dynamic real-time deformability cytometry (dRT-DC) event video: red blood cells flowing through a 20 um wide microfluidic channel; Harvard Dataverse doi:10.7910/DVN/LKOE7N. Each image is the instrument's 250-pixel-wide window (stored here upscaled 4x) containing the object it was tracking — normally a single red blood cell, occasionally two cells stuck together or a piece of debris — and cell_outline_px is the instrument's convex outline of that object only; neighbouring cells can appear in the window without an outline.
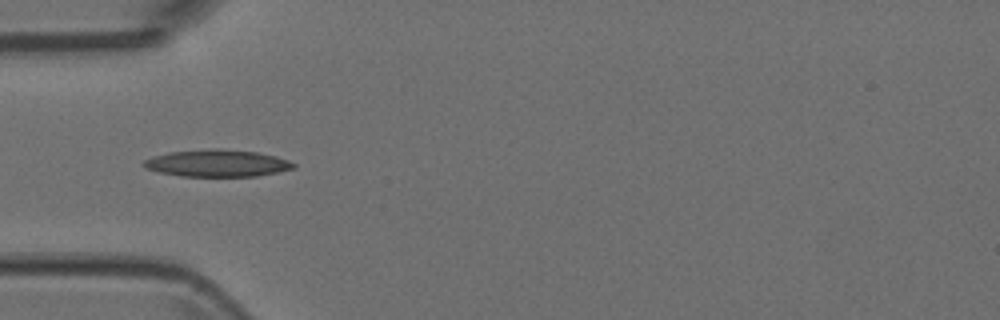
{"species": "Egyptian fruit bat (a non-hibernating species)", "species_latin": "Rousettus aegyptiacus", "temperature_condition": "room temperature", "stored_images_in_passage": 7, "camera_frame_rate_fps": 3000, "um_per_image_px": 0.085, "animal": {"sex": "female"}, "frame": {"image": 1, "passage_image": 4, "time_ms": 1.0, "image_size_px": [1000, 320], "cell_outline_px": [[296, 168], [256, 176], [180, 176], [160, 172], [144, 168], [140, 164], [144, 160], [152, 156], [168, 152], [212, 148], [220, 148], [256, 152], [276, 156], [288, 160], [296, 164]], "centroid_in_image_um": [18.43, 13.86], "position_along_channel_um": 66.6, "area_um2": 23.76}}
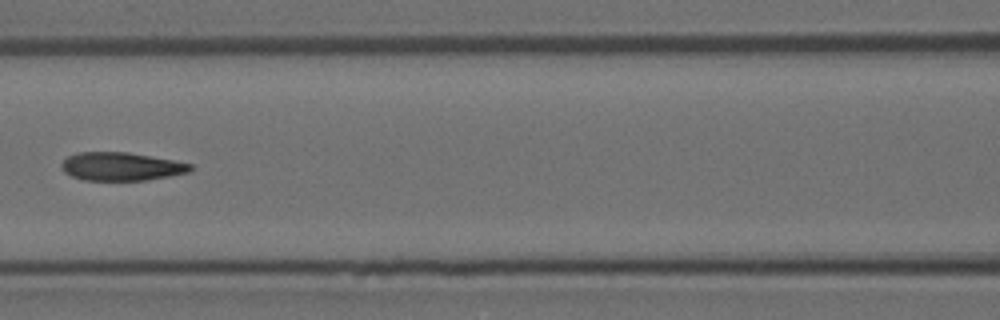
{"frame": {"image": 2, "passage_image": 6, "time_ms": 1.667, "image_size_px": [1000, 320], "cell_outline_px": [[192, 168], [188, 172], [148, 180], [84, 180], [72, 176], [64, 172], [60, 168], [60, 164], [68, 156], [76, 152], [128, 152], [172, 160], [192, 164]], "centroid_in_image_um": [10.25, 14.15], "position_along_channel_um": 156.3, "area_um2": 21.15}}
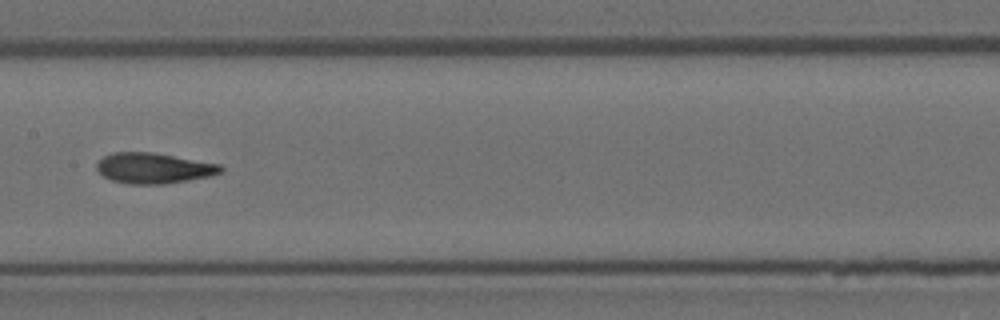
{"frame": {"image": 3, "passage_image": 7, "time_ms": 2.0, "image_size_px": [1000, 320], "cell_outline_px": [[224, 168], [220, 172], [212, 176], [164, 184], [128, 184], [112, 180], [104, 176], [96, 168], [96, 164], [104, 156], [112, 152], [152, 152], [220, 164]], "centroid_in_image_um": [13.07, 14.29], "position_along_channel_um": 194.3, "area_um2": 22.02}}